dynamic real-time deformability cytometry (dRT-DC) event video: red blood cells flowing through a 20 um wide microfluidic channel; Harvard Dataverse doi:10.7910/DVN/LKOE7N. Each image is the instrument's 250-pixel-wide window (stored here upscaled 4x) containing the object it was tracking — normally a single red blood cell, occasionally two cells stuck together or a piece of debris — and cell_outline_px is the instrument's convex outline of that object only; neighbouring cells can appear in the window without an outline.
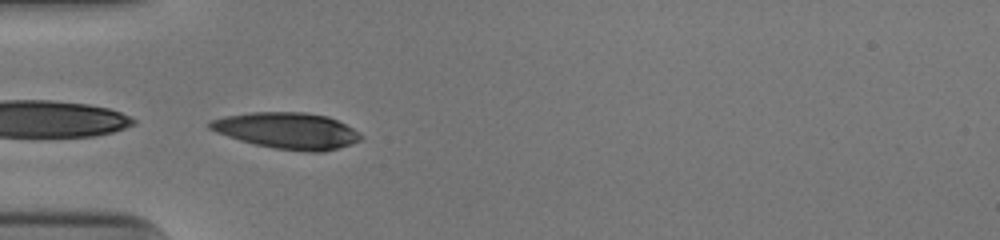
{"species": "human", "species_latin": "Homo sapiens", "temperature_condition": "cold", "stored_images_in_passage": 37, "camera_frame_rate_fps": 3000, "um_per_image_px": 0.085, "donor": {"sex": "male"}, "frame": {"image": 1, "passage_image": 2, "time_ms": 0.333, "image_size_px": [1000, 240], "cell_outline_px": [[364, 136], [360, 140], [324, 152], [308, 152], [276, 148], [256, 144], [240, 140], [216, 132], [208, 128], [208, 120], [224, 116], [252, 112], [304, 112], [328, 116], [352, 128]], "centroid_in_image_um": [24.39, 11.09], "position_along_channel_um": 60.6, "area_um2": 31.67}}
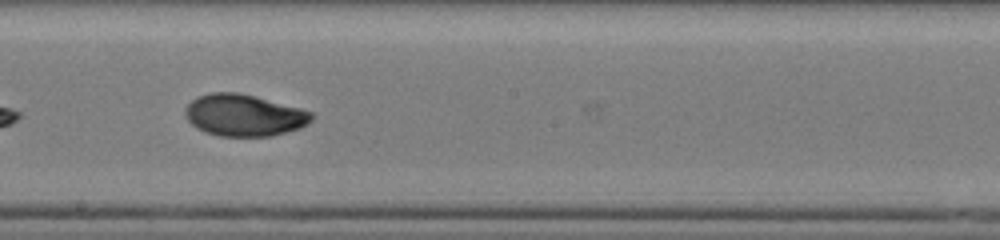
{"frame": {"image": 2, "passage_image": 15, "time_ms": 4.667, "image_size_px": [1000, 240], "cell_outline_px": [[316, 116], [308, 124], [300, 128], [272, 136], [220, 136], [204, 132], [196, 128], [188, 120], [184, 112], [184, 108], [192, 100], [200, 96], [212, 92], [236, 92], [300, 108], [312, 112]], "centroid_in_image_um": [20.75, 9.81], "position_along_channel_um": 227.5, "area_um2": 30.69}}
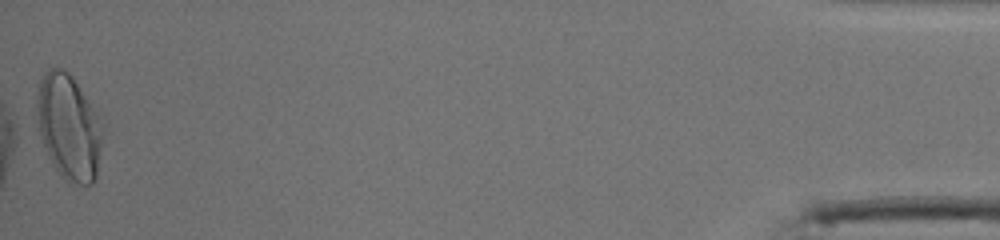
{"frame": {"image": 3, "passage_image": 37, "time_ms": 12.0, "image_size_px": [1000, 240], "cell_outline_px": [[104, 128], [96, 180], [92, 184], [68, 184], [64, 180], [48, 156], [32, 128], [36, 100], [40, 80], [48, 68], [64, 68], [72, 76]], "centroid_in_image_um": [5.76, 10.84], "position_along_channel_um": 429.4, "area_um2": 41.38}, "authors_computed_cell_mechanics": {"area_um2": 30.6918, "velocity_mm_per_s": 3.9656, "shape_relaxation_time_tau1_ms": 4.8653, "shape_relaxation_time_tau2_ms": 1.0049, "deformation_change_tau1": 0.2012, "deformation_change_tau2": 0.0419}}